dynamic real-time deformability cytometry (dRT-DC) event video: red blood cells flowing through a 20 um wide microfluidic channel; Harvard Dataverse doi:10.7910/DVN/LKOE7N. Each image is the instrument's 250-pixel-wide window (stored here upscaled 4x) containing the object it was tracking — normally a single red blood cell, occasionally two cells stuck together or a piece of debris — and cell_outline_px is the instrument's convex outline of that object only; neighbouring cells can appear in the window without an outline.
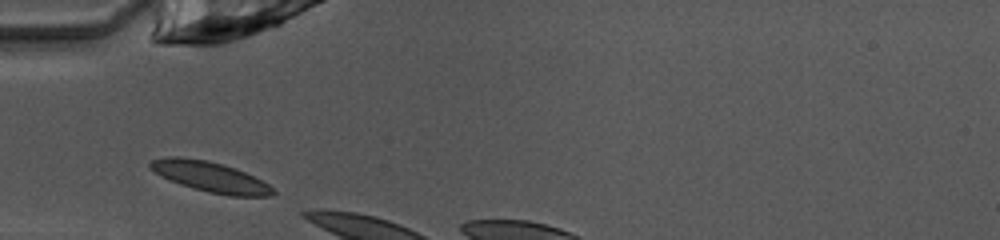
{"species": "common noctule bat (a hibernating species)", "species_latin": "Nyctalus noctula", "temperature_condition": "warm", "stored_images_in_passage": 3, "camera_frame_rate_fps": 3000, "um_per_image_px": 0.085, "animal": {"sex": "female", "body_mass_g": 10.0, "forearm_length_mm": 53.1}, "frame": {"image": 1, "passage_image": 1, "time_ms": 0.0, "image_size_px": [1000, 240], "cell_outline_px": [[276, 192], [268, 196], [228, 196], [208, 192], [180, 184], [148, 168], [148, 164], [152, 160], [164, 156], [180, 156], [208, 160], [224, 164], [236, 168], [268, 184]], "centroid_in_image_um": [17.85, 15.01], "position_along_channel_um": 67.1, "area_um2": 21.56}}